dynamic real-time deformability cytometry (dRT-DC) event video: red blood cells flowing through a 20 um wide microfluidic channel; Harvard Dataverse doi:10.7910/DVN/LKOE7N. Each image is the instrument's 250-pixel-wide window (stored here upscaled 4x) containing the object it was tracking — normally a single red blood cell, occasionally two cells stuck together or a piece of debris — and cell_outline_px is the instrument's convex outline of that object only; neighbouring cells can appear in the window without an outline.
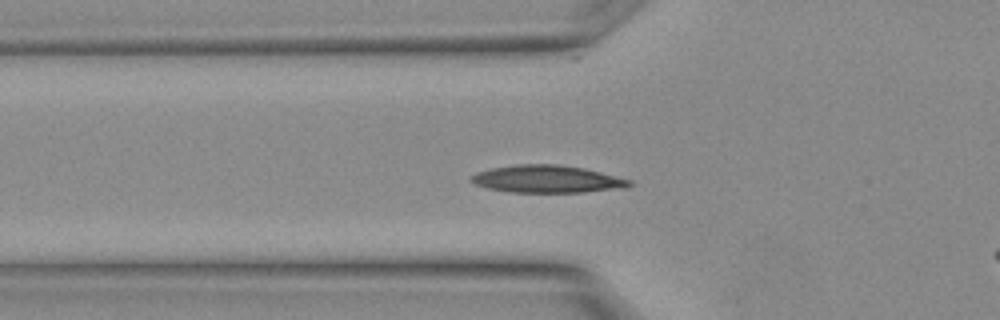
{"species": "Egyptian fruit bat (a non-hibernating species)", "species_latin": "Rousettus aegyptiacus", "temperature_condition": "warm", "stored_images_in_passage": 13, "camera_frame_rate_fps": 3000, "um_per_image_px": 0.085, "animal": {"sex": "female"}, "frame": {"image": 1, "passage_image": 3, "time_ms": 0.667, "image_size_px": [1000, 320], "cell_outline_px": [[632, 184], [624, 188], [584, 192], [508, 192], [488, 188], [476, 184], [472, 180], [472, 176], [476, 172], [492, 168], [516, 164], [556, 164], [584, 168], [632, 180]], "centroid_in_image_um": [46.53, 15.22], "position_along_channel_um": 79.3, "area_um2": 25.14}}
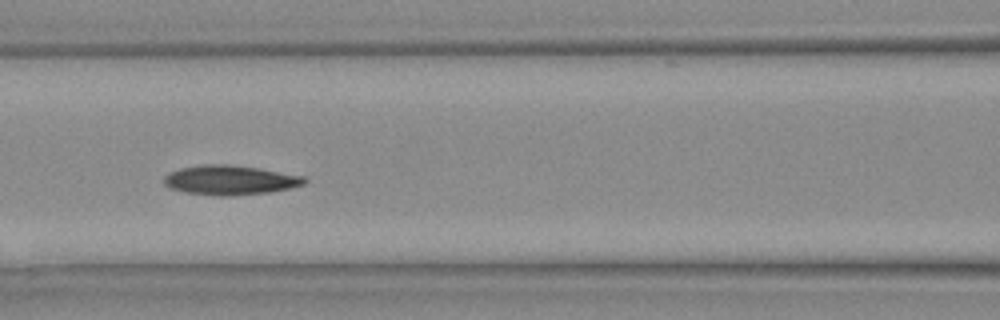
{"frame": {"image": 2, "passage_image": 6, "time_ms": 1.667, "image_size_px": [1000, 320], "cell_outline_px": [[308, 180], [304, 184], [288, 188], [268, 192], [220, 196], [184, 192], [168, 188], [164, 184], [164, 176], [168, 172], [180, 168], [204, 164], [228, 164], [260, 168], [304, 176]], "centroid_in_image_um": [19.51, 15.29], "position_along_channel_um": 147.1, "area_um2": 24.1}}